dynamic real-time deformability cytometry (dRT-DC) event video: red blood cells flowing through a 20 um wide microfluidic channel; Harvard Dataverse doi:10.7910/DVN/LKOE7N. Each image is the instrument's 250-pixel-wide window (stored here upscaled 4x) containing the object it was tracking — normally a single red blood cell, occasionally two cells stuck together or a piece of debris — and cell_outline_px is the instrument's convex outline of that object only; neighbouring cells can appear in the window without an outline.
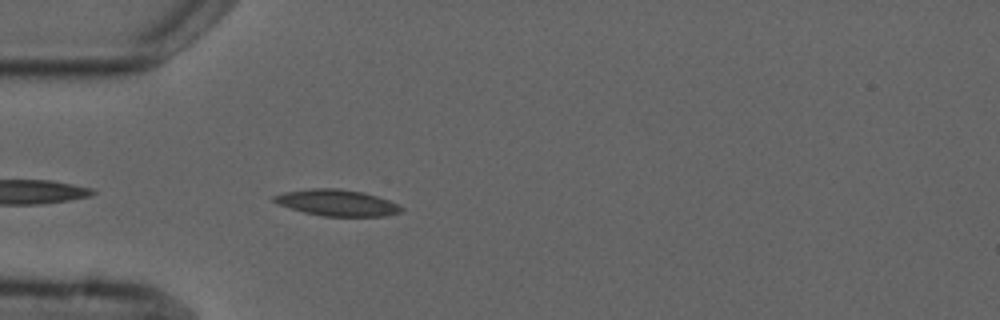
{"species": "common noctule bat (a hibernating species)", "species_latin": "Nyctalus noctula", "temperature_condition": "cold", "stored_images_in_passage": 4, "camera_frame_rate_fps": 3000, "um_per_image_px": 0.085, "animal": {"sex": "male", "forearm_length_mm": 52.5}, "frame": {"image": 1, "passage_image": 4, "time_ms": 3.667, "image_size_px": [1000, 320], "cell_outline_px": [[404, 208], [400, 212], [384, 216], [324, 216], [304, 212], [280, 204], [272, 200], [272, 196], [284, 192], [312, 188], [340, 188], [364, 192], [388, 200]], "centroid_in_image_um": [28.64, 17.22], "position_along_channel_um": 56.4, "area_um2": 19.31}}